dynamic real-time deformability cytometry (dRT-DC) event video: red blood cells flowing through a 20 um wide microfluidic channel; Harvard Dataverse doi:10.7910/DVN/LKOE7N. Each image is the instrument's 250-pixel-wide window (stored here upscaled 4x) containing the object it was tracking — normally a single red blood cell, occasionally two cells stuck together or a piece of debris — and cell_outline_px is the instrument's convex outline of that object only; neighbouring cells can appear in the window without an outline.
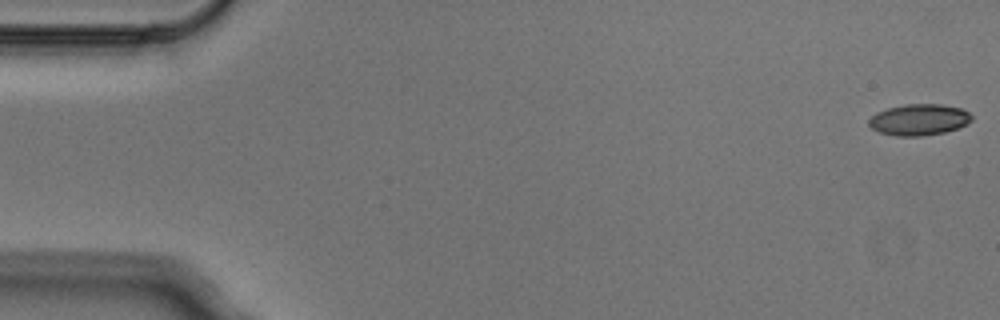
{"species": "Egyptian fruit bat (a non-hibernating species)", "species_latin": "Rousettus aegyptiacus", "temperature_condition": "cold", "stored_images_in_passage": 4, "camera_frame_rate_fps": 3000, "um_per_image_px": 0.085, "animal": {"sex": "male"}, "frame": {"image": 1, "passage_image": 1, "time_ms": 0.0, "image_size_px": [1000, 320], "cell_outline_px": [[972, 120], [968, 124], [944, 132], [920, 136], [896, 136], [880, 132], [872, 128], [868, 124], [868, 120], [876, 112], [888, 108], [904, 104], [940, 104], [960, 108], [968, 112], [972, 116]], "centroid_in_image_um": [78.11, 10.17], "position_along_channel_um": 6.9, "area_um2": 18.67}}
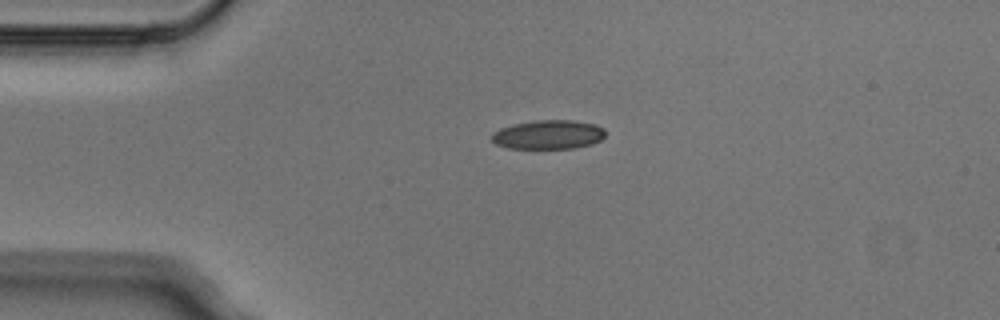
{"frame": {"image": 2, "passage_image": 4, "time_ms": 1.0, "image_size_px": [1000, 320], "cell_outline_px": [[604, 136], [600, 140], [592, 144], [576, 148], [508, 148], [496, 144], [492, 140], [492, 132], [500, 128], [512, 124], [536, 120], [576, 120], [596, 124], [604, 128]], "centroid_in_image_um": [46.62, 11.43], "position_along_channel_um": 38.4, "area_um2": 19.36}}